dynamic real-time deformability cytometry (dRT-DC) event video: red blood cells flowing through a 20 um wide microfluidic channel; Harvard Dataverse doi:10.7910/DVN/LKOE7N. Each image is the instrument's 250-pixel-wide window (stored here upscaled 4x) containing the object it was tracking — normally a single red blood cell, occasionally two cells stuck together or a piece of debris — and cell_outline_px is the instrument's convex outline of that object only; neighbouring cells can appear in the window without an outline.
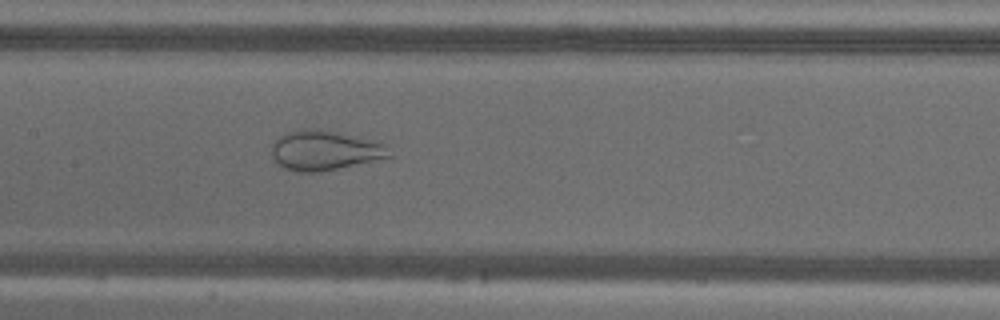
{"species": "common noctule bat (a hibernating species)", "species_latin": "Nyctalus noctula", "temperature_condition": "warm", "stored_images_in_passage": 52, "camera_frame_rate_fps": 3000, "um_per_image_px": 0.085, "animal": {"sex": "male", "body_mass_g": 18.8}, "frame": {"image": 1, "passage_image": 23, "time_ms": 7.333, "image_size_px": [1000, 320], "cell_outline_px": [[392, 156], [320, 172], [296, 172], [284, 168], [272, 156], [272, 144], [280, 136], [288, 132], [304, 128], [320, 128], [372, 140], [384, 144]], "centroid_in_image_um": [27.56, 12.77], "position_along_channel_um": 179.8, "area_um2": 26.93}}
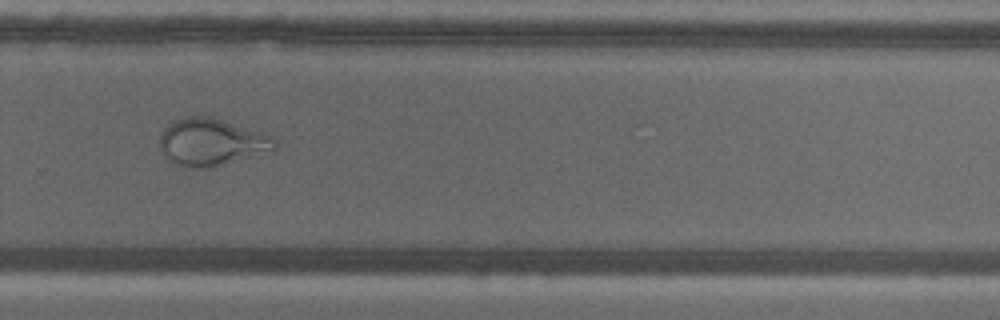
{"frame": {"image": 2, "passage_image": 34, "time_ms": 11.0, "image_size_px": [1000, 320], "cell_outline_px": [[276, 148], [224, 164], [208, 168], [188, 168], [172, 164], [160, 148], [160, 136], [164, 128], [168, 124], [176, 120], [192, 116], [212, 116], [272, 136], [276, 140]], "centroid_in_image_um": [17.92, 12.08], "position_along_channel_um": 311.9, "area_um2": 31.27}}
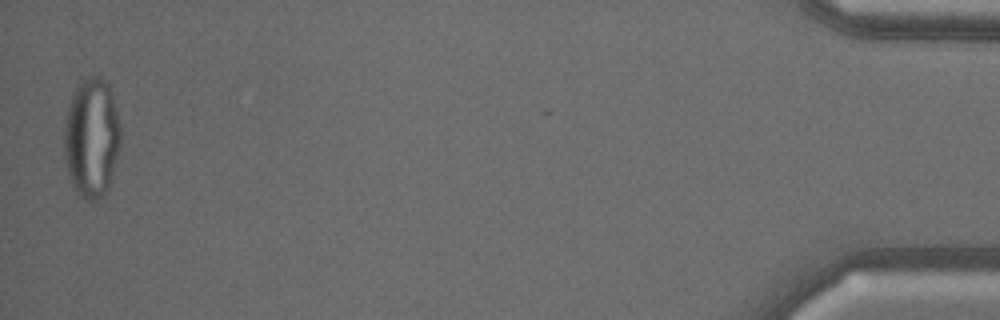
{"frame": {"image": 3, "passage_image": 51, "time_ms": 16.667, "image_size_px": [1000, 320], "cell_outline_px": [[120, 144], [112, 180], [104, 196], [96, 200], [84, 200], [76, 192], [68, 176], [64, 160], [64, 124], [68, 104], [76, 88], [88, 76], [100, 76], [108, 80], [112, 92], [120, 124]], "centroid_in_image_um": [7.79, 11.73], "position_along_channel_um": 427.4, "area_um2": 40.06}}